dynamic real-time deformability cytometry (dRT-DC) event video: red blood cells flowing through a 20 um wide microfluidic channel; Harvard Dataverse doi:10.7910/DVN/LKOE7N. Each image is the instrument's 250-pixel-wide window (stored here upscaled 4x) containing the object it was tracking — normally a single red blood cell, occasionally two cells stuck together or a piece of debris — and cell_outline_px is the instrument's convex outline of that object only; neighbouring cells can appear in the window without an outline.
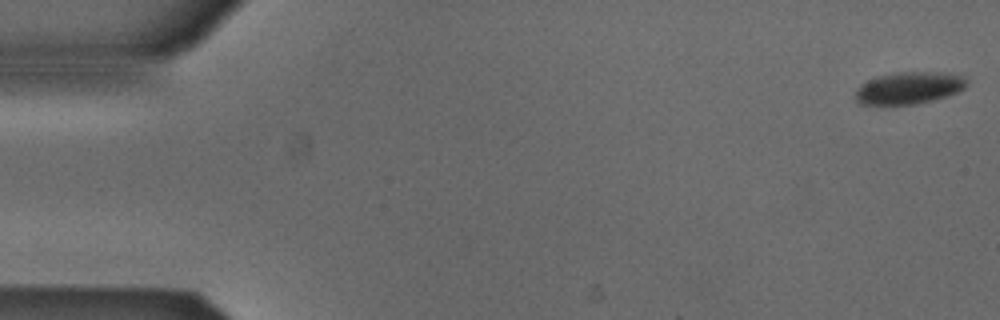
{"species": "Egyptian fruit bat (a non-hibernating species)", "species_latin": "Rousettus aegyptiacus", "temperature_condition": "cold", "stored_images_in_passage": 53, "camera_frame_rate_fps": 3000, "um_per_image_px": 0.085, "animal": {"sex": "male"}, "frame": {"image": 1, "passage_image": 1, "time_ms": 0.0, "image_size_px": [1000, 320], "cell_outline_px": [[968, 84], [964, 88], [956, 92], [932, 100], [916, 104], [860, 104], [856, 100], [856, 92], [868, 80], [880, 76], [900, 72], [936, 72], [964, 76], [968, 80]], "centroid_in_image_um": [77.3, 7.47], "position_along_channel_um": 7.7, "area_um2": 20.29}}
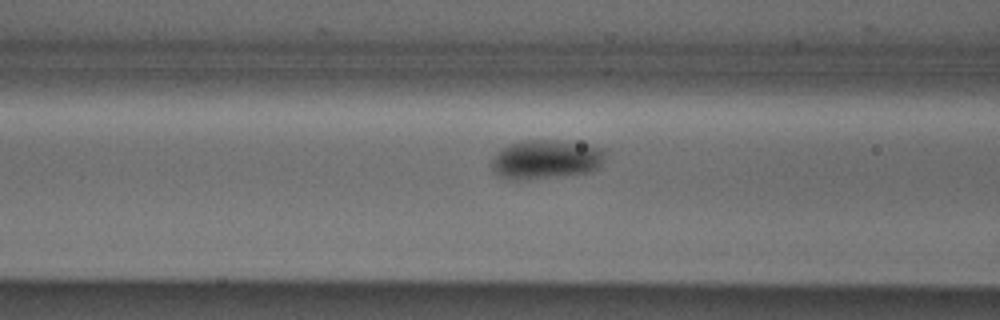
{"frame": {"image": 2, "passage_image": 21, "time_ms": 6.667, "image_size_px": [1000, 320], "cell_outline_px": [[604, 156], [600, 164], [596, 168], [588, 172], [524, 180], [516, 180], [496, 176], [492, 168], [492, 156], [496, 152], [512, 144], [524, 140], [556, 140], [588, 144], [604, 148]], "centroid_in_image_um": [46.37, 13.54], "position_along_channel_um": 120.2, "area_um2": 25.78}}
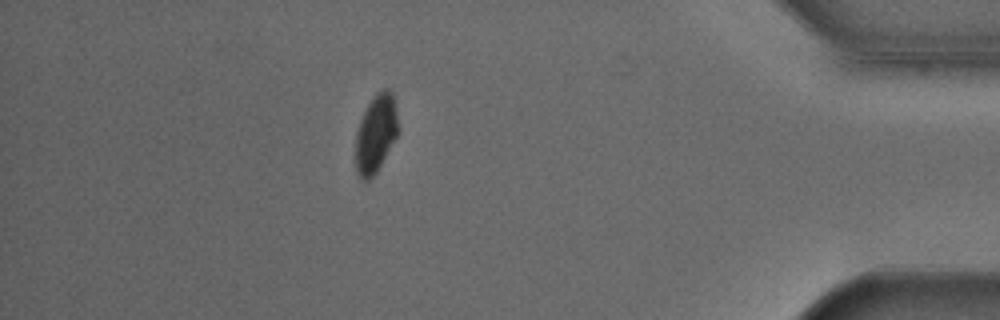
{"frame": {"image": 3, "passage_image": 47, "time_ms": 15.333, "image_size_px": [1000, 320], "cell_outline_px": [[400, 128], [396, 136], [376, 172], [368, 180], [364, 180], [356, 172], [356, 132], [360, 120], [372, 96], [376, 92], [384, 88], [388, 88], [392, 92], [396, 108]], "centroid_in_image_um": [31.96, 11.29], "position_along_channel_um": 403.2, "area_um2": 19.25}}